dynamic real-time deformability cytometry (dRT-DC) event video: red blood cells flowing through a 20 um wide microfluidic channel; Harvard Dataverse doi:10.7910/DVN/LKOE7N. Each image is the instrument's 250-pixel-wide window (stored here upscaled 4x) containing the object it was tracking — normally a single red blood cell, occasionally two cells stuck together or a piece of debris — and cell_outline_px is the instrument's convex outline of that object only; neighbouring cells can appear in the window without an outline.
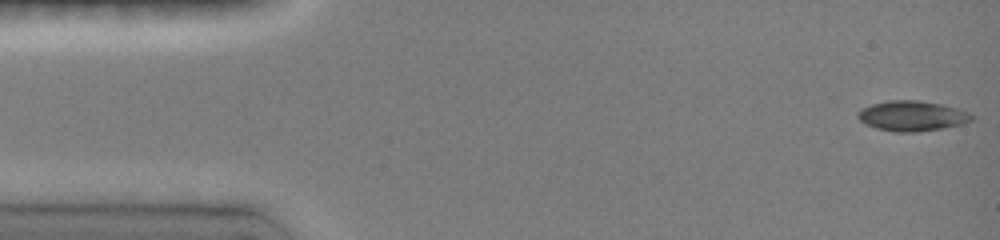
{"species": "common noctule bat (a hibernating species)", "species_latin": "Nyctalus noctula", "temperature_condition": "room temperature", "stored_images_in_passage": 7, "camera_frame_rate_fps": 3000, "um_per_image_px": 0.085, "animal": {"sex": "female", "body_mass_g": 19.0, "forearm_length_mm": 51.5}, "frame": {"image": 1, "passage_image": 1, "time_ms": 0.0, "image_size_px": [1000, 240], "cell_outline_px": [[972, 120], [960, 124], [944, 128], [916, 132], [896, 132], [876, 128], [864, 124], [856, 116], [856, 112], [872, 104], [888, 100], [920, 100], [940, 104], [956, 108], [968, 112], [972, 116]], "centroid_in_image_um": [77.48, 9.85], "position_along_channel_um": 7.5, "area_um2": 19.94}}
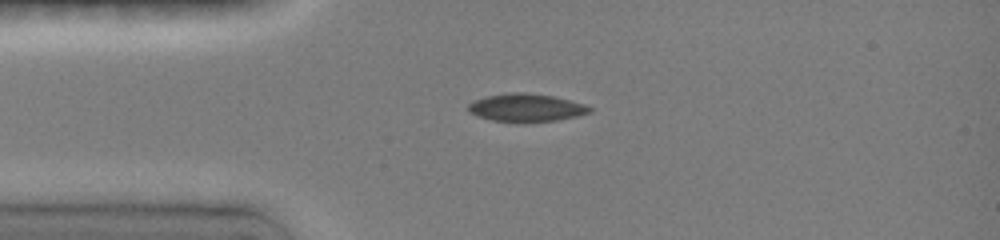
{"frame": {"image": 2, "passage_image": 6, "time_ms": 3.333, "image_size_px": [1000, 240], "cell_outline_px": [[592, 112], [576, 116], [556, 120], [524, 124], [492, 120], [476, 116], [468, 112], [468, 104], [472, 100], [488, 96], [508, 92], [524, 92], [556, 96], [584, 104], [592, 108]], "centroid_in_image_um": [44.7, 9.17], "position_along_channel_um": 40.3, "area_um2": 20.29}}